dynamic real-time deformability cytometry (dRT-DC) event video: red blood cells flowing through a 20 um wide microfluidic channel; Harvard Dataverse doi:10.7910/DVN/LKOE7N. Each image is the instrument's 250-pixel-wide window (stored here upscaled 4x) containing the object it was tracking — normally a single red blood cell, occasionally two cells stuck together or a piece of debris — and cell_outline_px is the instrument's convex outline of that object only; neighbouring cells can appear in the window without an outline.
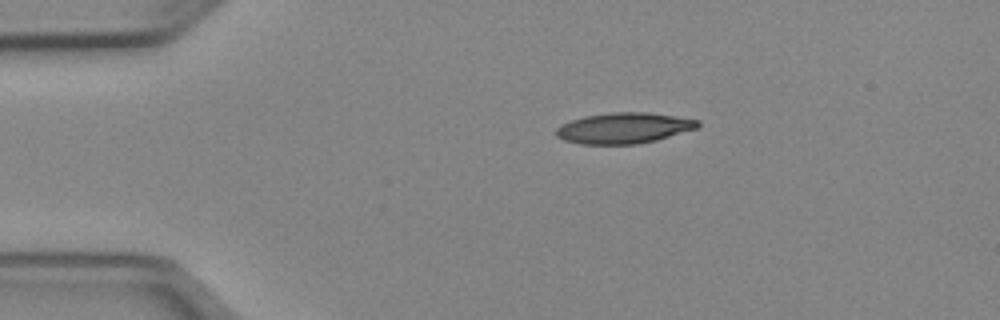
{"species": "Egyptian fruit bat (a non-hibernating species)", "species_latin": "Rousettus aegyptiacus", "temperature_condition": "cold", "stored_images_in_passage": 42, "camera_frame_rate_fps": 3000, "um_per_image_px": 0.085, "animal": {"sex": "female"}, "frame": {"image": 1, "passage_image": 1, "time_ms": 0.0, "image_size_px": [1000, 320], "cell_outline_px": [[700, 124], [696, 128], [656, 140], [636, 144], [580, 144], [564, 140], [556, 136], [556, 128], [560, 124], [584, 116], [612, 112], [648, 112], [700, 120]], "centroid_in_image_um": [52.99, 10.88], "position_along_channel_um": 32.0, "area_um2": 25.32}}
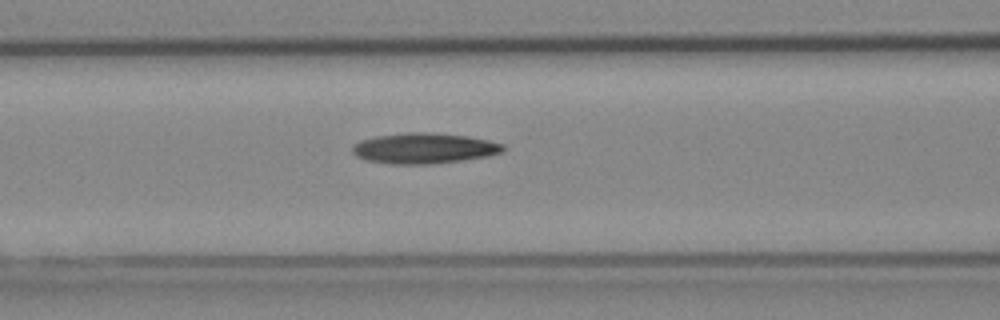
{"frame": {"image": 2, "passage_image": 12, "time_ms": 3.667, "image_size_px": [1000, 320], "cell_outline_px": [[504, 148], [500, 152], [488, 156], [432, 164], [392, 164], [368, 160], [356, 156], [352, 152], [352, 148], [360, 140], [376, 136], [408, 132], [424, 132], [468, 136], [488, 140], [504, 144]], "centroid_in_image_um": [36.03, 12.6], "position_along_channel_um": 130.6, "area_um2": 26.59}}
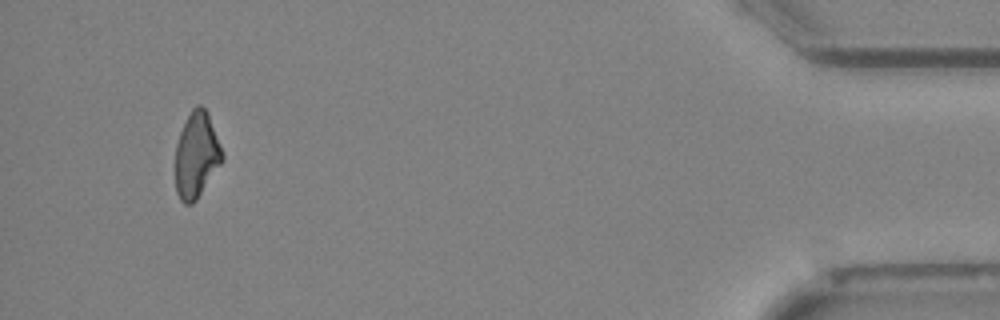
{"frame": {"image": 3, "passage_image": 39, "time_ms": 12.667, "image_size_px": [1000, 320], "cell_outline_px": [[224, 160], [196, 200], [192, 204], [184, 204], [180, 200], [176, 192], [176, 144], [180, 132], [192, 108], [196, 104], [200, 104], [208, 112], [224, 156]], "centroid_in_image_um": [16.71, 13.19], "position_along_channel_um": 418.5, "area_um2": 23.35}, "authors_computed_cell_mechanics": {"area_um2": 25.1719, "velocity_mm_per_s": 4.0086, "shape_relaxation_time_tau1_ms": 11.2474, "shape_relaxation_time_tau2_ms": null, "deformation_change_tau1": 0.2273, "deformation_change_tau2": null}}